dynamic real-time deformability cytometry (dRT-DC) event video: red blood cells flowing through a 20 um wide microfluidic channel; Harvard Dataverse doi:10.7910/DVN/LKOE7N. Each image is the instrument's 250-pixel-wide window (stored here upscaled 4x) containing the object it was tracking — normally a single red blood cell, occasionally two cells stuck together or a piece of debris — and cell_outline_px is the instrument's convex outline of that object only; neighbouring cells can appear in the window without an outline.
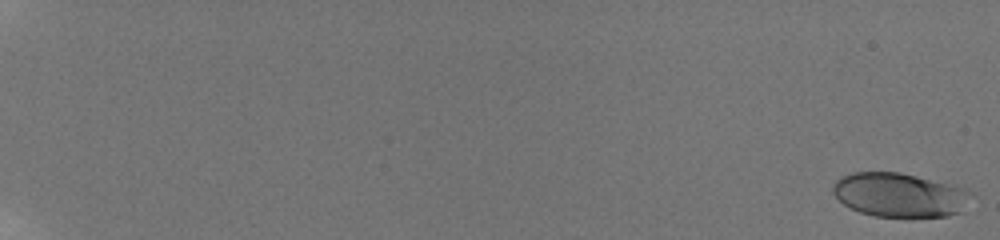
{"species": "human", "species_latin": "Homo sapiens", "temperature_condition": "room temperature", "stored_images_in_passage": 22, "camera_frame_rate_fps": 3000, "um_per_image_px": 0.085, "donor": {"sex": "male"}, "frame": {"image": 1, "passage_image": 1, "time_ms": 0.0, "image_size_px": [1000, 240], "cell_outline_px": [[968, 192], [960, 212], [948, 216], [912, 220], [872, 216], [860, 212], [844, 204], [832, 192], [832, 184], [836, 180], [852, 172], [900, 172], [968, 188]], "centroid_in_image_um": [76.42, 16.61], "position_along_channel_um": 8.6, "area_um2": 36.01}}
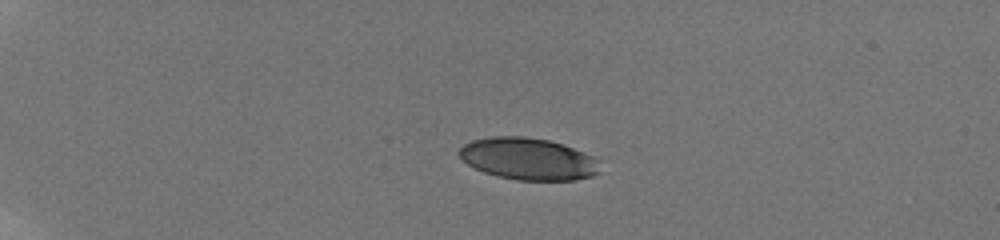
{"frame": {"image": 2, "passage_image": 15, "time_ms": 5.333, "image_size_px": [1000, 240], "cell_outline_px": [[600, 172], [592, 176], [576, 180], [516, 180], [484, 172], [468, 164], [456, 152], [464, 144], [472, 140], [492, 136], [524, 136], [548, 140], [584, 152], [600, 160]], "centroid_in_image_um": [44.92, 13.5], "position_along_channel_um": 40.1, "area_um2": 34.39}}
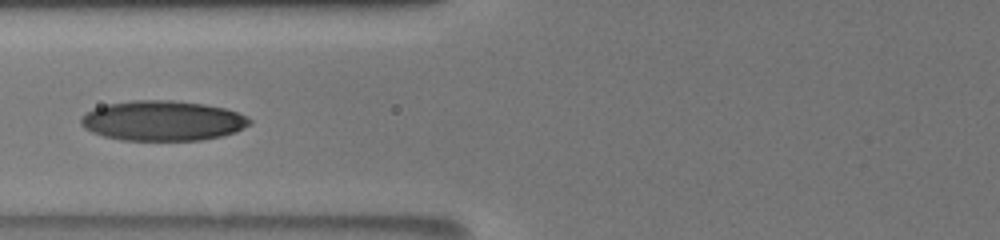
{"frame": {"image": 3, "passage_image": 21, "time_ms": 9.333, "image_size_px": [1000, 240], "cell_outline_px": [[252, 124], [236, 132], [220, 136], [200, 140], [120, 140], [104, 136], [92, 132], [84, 128], [80, 124], [80, 116], [96, 108], [108, 104], [132, 100], [172, 100], [204, 104], [224, 108], [248, 116], [252, 120]], "centroid_in_image_um": [13.84, 10.26], "position_along_channel_um": 112.0, "area_um2": 39.42}}